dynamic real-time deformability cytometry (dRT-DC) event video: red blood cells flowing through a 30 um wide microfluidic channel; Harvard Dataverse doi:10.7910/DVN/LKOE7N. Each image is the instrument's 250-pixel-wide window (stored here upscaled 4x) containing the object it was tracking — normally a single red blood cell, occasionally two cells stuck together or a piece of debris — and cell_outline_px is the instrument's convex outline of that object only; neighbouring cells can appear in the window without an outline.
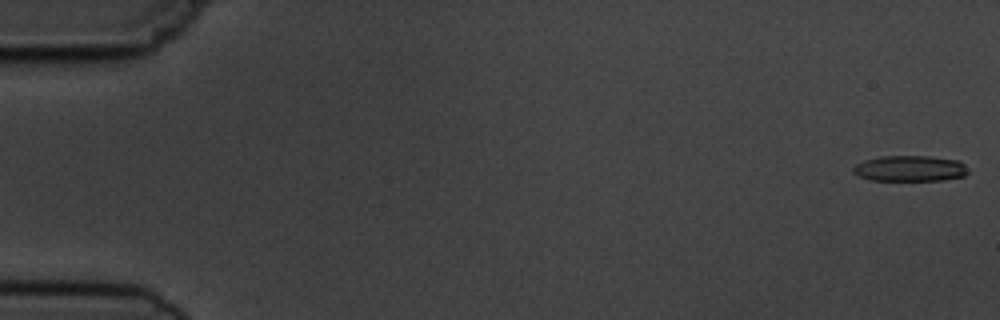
{"species": "common noctule bat (a hibernating species)", "species_latin": "Nyctalus noctula", "temperature_condition": "cold", "stored_images_in_passage": 6, "camera_frame_rate_fps": 3000, "um_per_image_px": 0.085, "animal": {"sex": "male", "body_mass_g": 19.5, "forearm_length_mm": 54.6}, "frame": {"image": 1, "passage_image": 1, "time_ms": 0.0, "image_size_px": [1000, 320], "cell_outline_px": [[968, 172], [964, 176], [944, 180], [868, 180], [852, 172], [852, 168], [856, 164], [864, 160], [880, 156], [928, 156], [956, 160], [964, 164]], "centroid_in_image_um": [77.31, 14.32], "position_along_channel_um": 7.7, "area_um2": 17.22}}
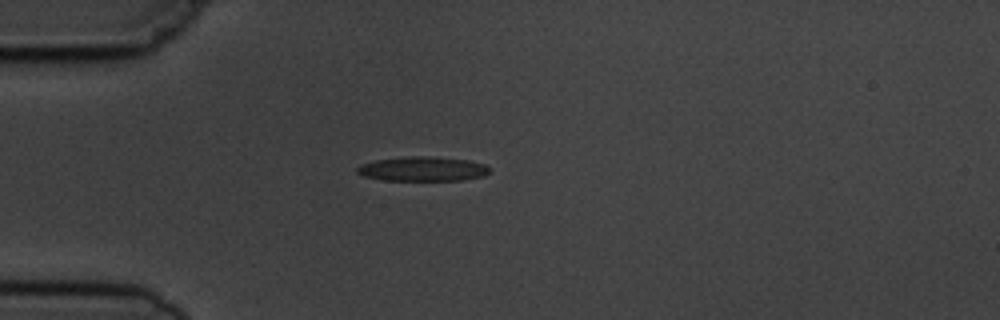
{"frame": {"image": 2, "passage_image": 5, "time_ms": 4.667, "image_size_px": [1000, 320], "cell_outline_px": [[488, 172], [484, 176], [460, 180], [384, 180], [364, 176], [356, 172], [356, 168], [360, 164], [376, 160], [412, 156], [424, 156], [468, 160], [484, 164], [488, 168]], "centroid_in_image_um": [35.89, 14.36], "position_along_channel_um": 49.1, "area_um2": 18.61}}